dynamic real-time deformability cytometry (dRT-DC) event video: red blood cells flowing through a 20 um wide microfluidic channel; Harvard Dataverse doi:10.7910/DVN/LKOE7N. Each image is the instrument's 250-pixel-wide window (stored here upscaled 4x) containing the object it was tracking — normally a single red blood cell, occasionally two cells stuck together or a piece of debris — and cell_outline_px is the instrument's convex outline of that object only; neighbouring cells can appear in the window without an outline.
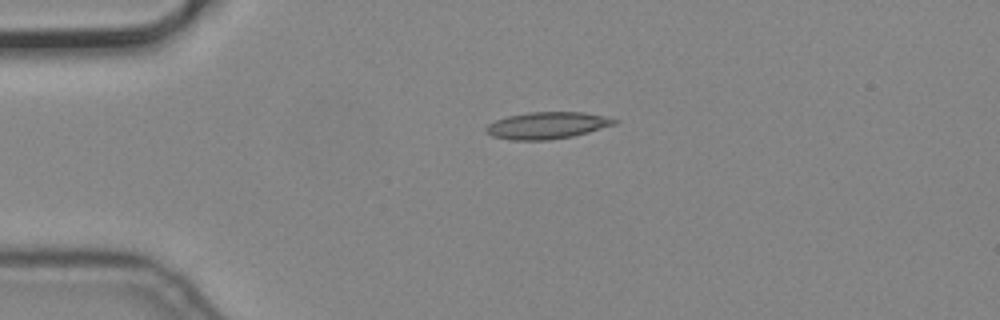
{"species": "common noctule bat (a hibernating species)", "species_latin": "Nyctalus noctula", "temperature_condition": "cold", "stored_images_in_passage": 5, "camera_frame_rate_fps": 3000, "um_per_image_px": 0.085, "animal": {"sex": "male", "body_mass_g": 19.2, "forearm_length_mm": 51.8}, "frame": {"image": 1, "passage_image": 5, "time_ms": 1.333, "image_size_px": [1000, 320], "cell_outline_px": [[620, 120], [616, 124], [588, 132], [572, 136], [548, 140], [512, 140], [492, 136], [484, 132], [484, 128], [488, 124], [496, 120], [508, 116], [528, 112], [584, 112], [604, 116]], "centroid_in_image_um": [46.49, 10.66], "position_along_channel_um": 38.5, "area_um2": 20.11}}